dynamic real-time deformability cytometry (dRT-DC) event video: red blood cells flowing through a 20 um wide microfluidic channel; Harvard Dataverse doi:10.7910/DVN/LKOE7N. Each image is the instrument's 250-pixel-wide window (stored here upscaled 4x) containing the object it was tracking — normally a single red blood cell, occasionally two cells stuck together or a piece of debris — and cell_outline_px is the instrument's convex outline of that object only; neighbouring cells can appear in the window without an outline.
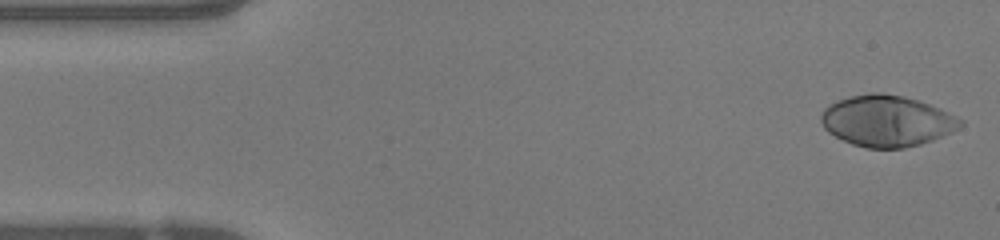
{"species": "human", "species_latin": "Homo sapiens", "temperature_condition": "warm", "stored_images_in_passage": 48, "camera_frame_rate_fps": 3000, "um_per_image_px": 0.085, "donor": {"sex": "female"}, "frame": {"image": 1, "passage_image": 1, "time_ms": 0.0, "image_size_px": [1000, 240], "cell_outline_px": [[964, 124], [960, 128], [952, 132], [932, 140], [920, 144], [904, 148], [864, 148], [852, 144], [828, 132], [824, 128], [820, 120], [820, 116], [824, 108], [836, 100], [848, 96], [868, 92], [876, 92], [904, 96], [940, 108], [964, 120]], "centroid_in_image_um": [75.38, 10.27], "position_along_channel_um": 9.6, "area_um2": 41.73}}
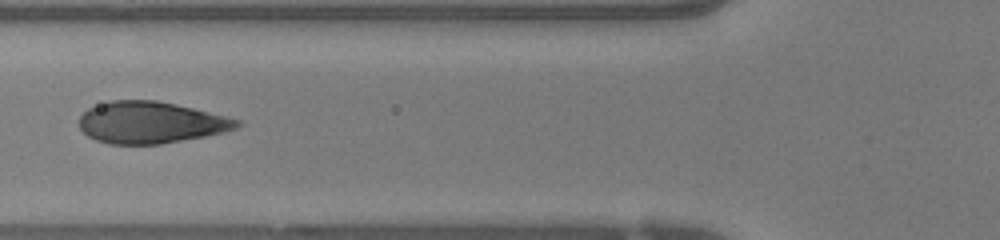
{"frame": {"image": 2, "passage_image": 17, "time_ms": 5.333, "image_size_px": [1000, 240], "cell_outline_px": [[244, 124], [236, 128], [224, 132], [204, 136], [160, 144], [108, 144], [96, 140], [88, 136], [80, 128], [80, 116], [88, 108], [108, 100], [156, 100], [176, 104], [228, 116], [240, 120]], "centroid_in_image_um": [12.82, 10.4], "position_along_channel_um": 113.0, "area_um2": 38.44}}
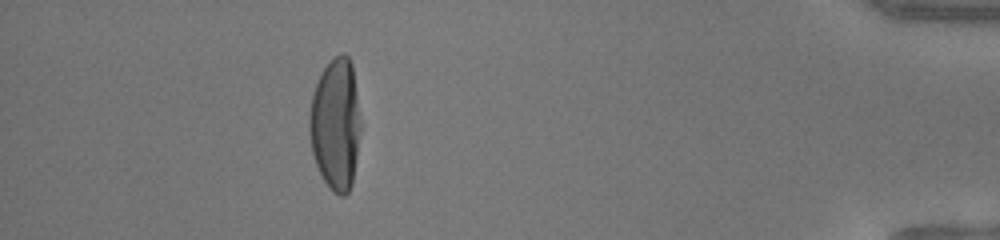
{"frame": {"image": 3, "passage_image": 43, "time_ms": 14.0, "image_size_px": [1000, 240], "cell_outline_px": [[360, 132], [356, 160], [352, 184], [348, 192], [344, 196], [340, 196], [332, 192], [320, 176], [312, 152], [308, 132], [308, 116], [312, 96], [320, 72], [340, 52], [344, 52], [348, 56], [352, 64], [360, 120]], "centroid_in_image_um": [28.5, 10.59], "position_along_channel_um": 406.7, "area_um2": 39.65}, "authors_computed_cell_mechanics": {"area_um2": 39.3329, "velocity_mm_per_s": 4.0809, "shape_relaxation_time_tau1_ms": 4.1118, "shape_relaxation_time_tau2_ms": null, "deformation_change_tau1": 0.2919, "deformation_change_tau2": null}}